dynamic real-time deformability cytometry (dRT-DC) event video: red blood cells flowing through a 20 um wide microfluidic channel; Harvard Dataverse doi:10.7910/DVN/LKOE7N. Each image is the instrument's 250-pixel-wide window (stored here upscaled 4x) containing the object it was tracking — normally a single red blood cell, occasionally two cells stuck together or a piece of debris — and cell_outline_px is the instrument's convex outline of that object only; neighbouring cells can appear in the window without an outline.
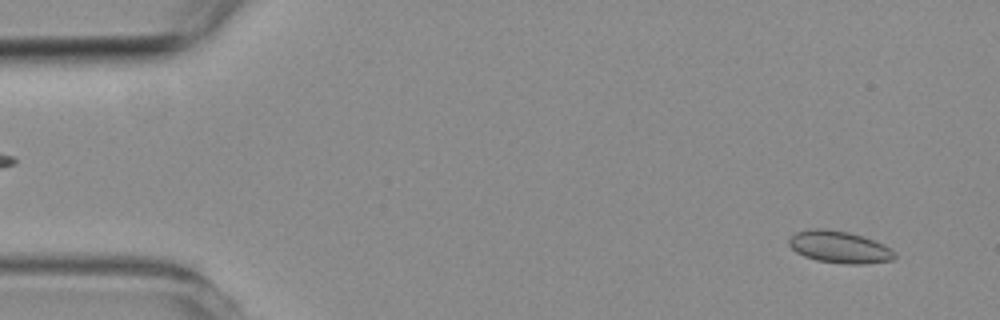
{"species": "common noctule bat (a hibernating species)", "species_latin": "Nyctalus noctula", "temperature_condition": "room temperature", "stored_images_in_passage": 5, "segment_of_instrument_passage": [2, 2], "camera_frame_rate_fps": 3000, "um_per_image_px": 0.085, "animal": {"sex": "female", "body_mass_g": 19.3, "forearm_length_mm": 54.1}, "frame": {"image": 1, "passage_image": 5, "time_ms": 5.667, "image_size_px": [1000, 320], "cell_outline_px": [[896, 256], [892, 260], [864, 264], [844, 264], [816, 260], [804, 256], [796, 252], [788, 244], [788, 240], [796, 232], [816, 228], [824, 228], [848, 232], [864, 236], [884, 244], [896, 252]], "centroid_in_image_um": [71.37, 21.0], "position_along_channel_um": 13.6, "area_um2": 19.83}}